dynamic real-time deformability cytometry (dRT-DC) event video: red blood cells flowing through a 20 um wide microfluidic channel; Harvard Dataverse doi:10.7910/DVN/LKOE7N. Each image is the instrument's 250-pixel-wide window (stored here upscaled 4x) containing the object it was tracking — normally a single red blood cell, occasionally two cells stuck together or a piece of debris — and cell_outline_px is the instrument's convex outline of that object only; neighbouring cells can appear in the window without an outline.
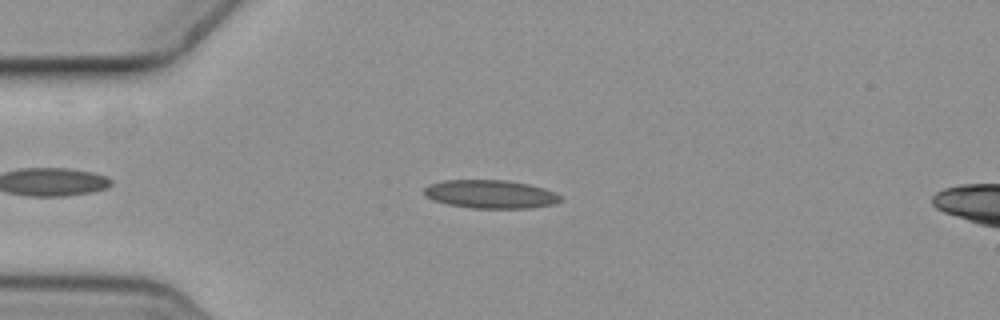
{"species": "common noctule bat (a hibernating species)", "species_latin": "Nyctalus noctula", "temperature_condition": "cold", "stored_images_in_passage": 7, "camera_frame_rate_fps": 3000, "um_per_image_px": 0.085, "animal": {"sex": "female", "body_mass_g": 19.3, "forearm_length_mm": 54.1}, "frame": {"image": 1, "passage_image": 3, "time_ms": 0.667, "image_size_px": [1000, 320], "cell_outline_px": [[564, 200], [556, 204], [532, 208], [472, 208], [448, 204], [432, 200], [424, 196], [424, 188], [428, 184], [444, 180], [508, 180], [528, 184], [544, 188], [560, 196]], "centroid_in_image_um": [41.69, 16.51], "position_along_channel_um": 43.3, "area_um2": 22.72}}
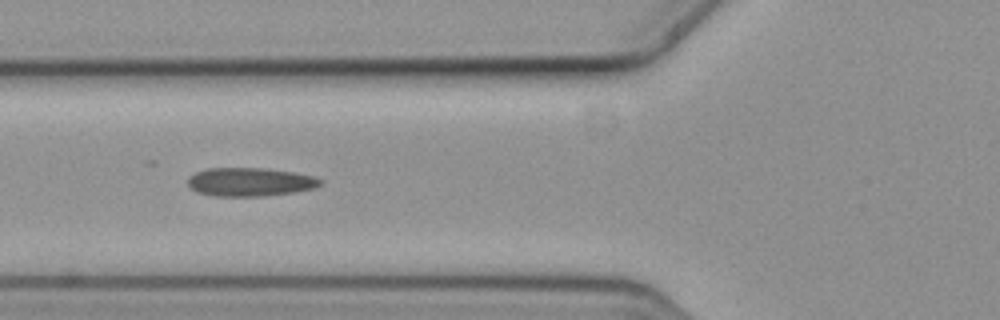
{"frame": {"image": 2, "passage_image": 5, "time_ms": 1.333, "image_size_px": [1000, 320], "cell_outline_px": [[324, 184], [316, 188], [292, 192], [264, 196], [212, 196], [196, 192], [188, 184], [188, 176], [196, 172], [208, 168], [264, 168], [292, 172], [312, 176], [324, 180]], "centroid_in_image_um": [21.26, 15.47], "position_along_channel_um": 104.5, "area_um2": 22.14}}
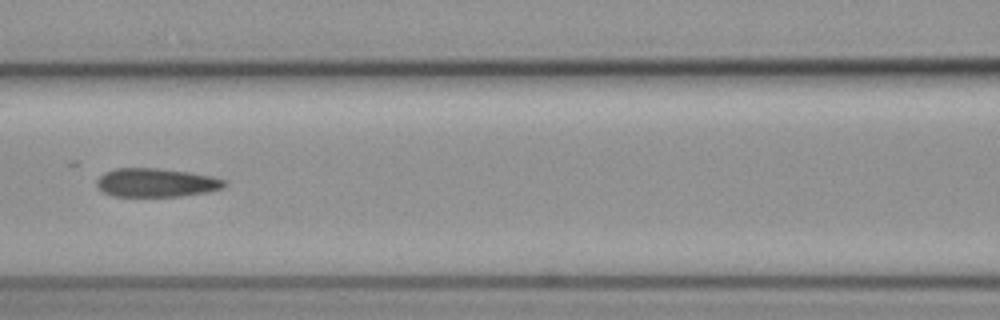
{"frame": {"image": 3, "passage_image": 6, "time_ms": 1.667, "image_size_px": [1000, 320], "cell_outline_px": [[228, 184], [224, 188], [208, 192], [180, 196], [112, 196], [104, 192], [96, 184], [96, 180], [104, 172], [116, 168], [156, 168], [188, 172], [212, 176], [224, 180]], "centroid_in_image_um": [13.29, 15.52], "position_along_channel_um": 153.3, "area_um2": 21.33}}